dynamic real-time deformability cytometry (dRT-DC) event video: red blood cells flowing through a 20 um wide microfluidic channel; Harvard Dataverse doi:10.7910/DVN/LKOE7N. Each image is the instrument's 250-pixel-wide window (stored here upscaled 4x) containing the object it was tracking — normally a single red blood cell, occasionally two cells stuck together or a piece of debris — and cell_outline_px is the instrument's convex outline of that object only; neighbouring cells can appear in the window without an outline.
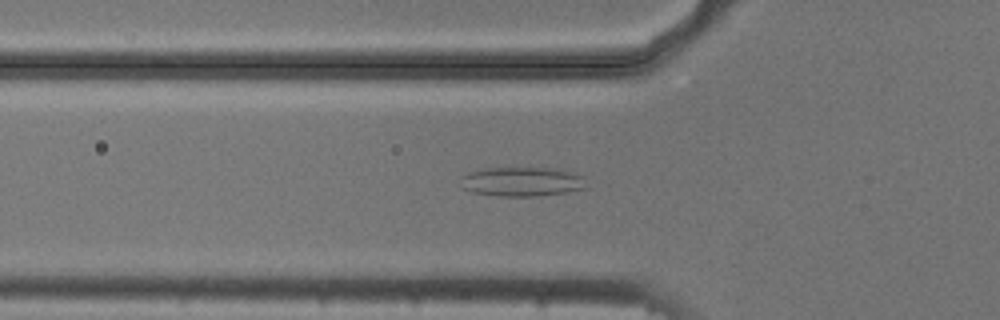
{"species": "common noctule bat (a hibernating species)", "species_latin": "Nyctalus noctula", "temperature_condition": "cold", "stored_images_in_passage": 53, "camera_frame_rate_fps": 3000, "um_per_image_px": 0.085, "animal": {"sex": "male", "body_mass_g": 20.5, "forearm_length_mm": 52.5}, "frame": {"image": 1, "passage_image": 18, "time_ms": 5.667, "image_size_px": [1000, 320], "cell_outline_px": [[588, 188], [568, 192], [536, 196], [496, 196], [472, 192], [460, 188], [460, 176], [468, 172], [480, 168], [560, 168], [580, 176]], "centroid_in_image_um": [44.29, 15.44], "position_along_channel_um": 81.5, "area_um2": 21.79}}
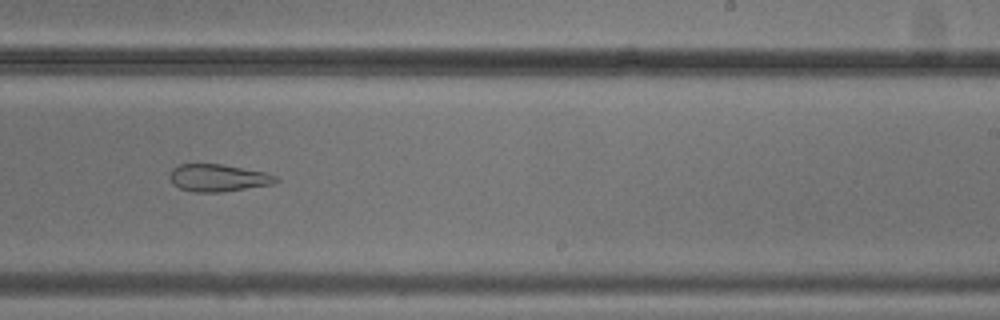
{"frame": {"image": 2, "passage_image": 33, "time_ms": 10.667, "image_size_px": [1000, 320], "cell_outline_px": [[280, 180], [272, 184], [224, 192], [192, 192], [180, 188], [172, 184], [168, 176], [172, 168], [180, 164], [220, 164], [264, 172], [276, 176]], "centroid_in_image_um": [18.5, 15.13], "position_along_channel_um": 270.5, "area_um2": 16.94}}
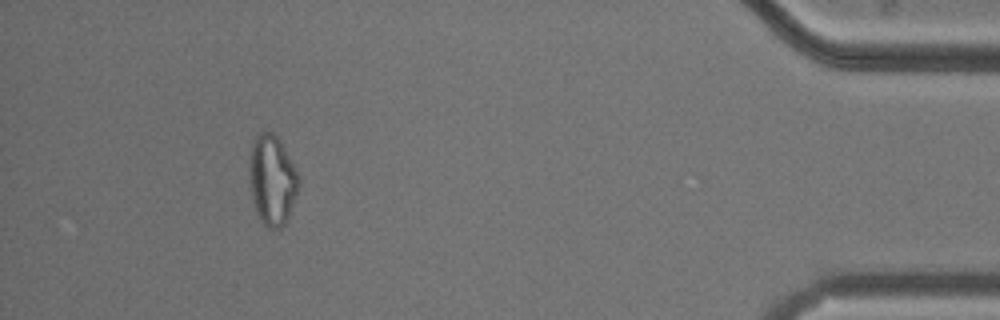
{"frame": {"image": 3, "passage_image": 49, "time_ms": 16.0, "image_size_px": [1000, 320], "cell_outline_px": [[300, 184], [296, 196], [288, 216], [284, 224], [280, 228], [268, 228], [260, 220], [256, 212], [252, 200], [248, 168], [248, 160], [252, 144], [256, 136], [260, 132], [272, 132], [280, 140], [300, 180]], "centroid_in_image_um": [23.1, 15.31], "position_along_channel_um": 412.1, "area_um2": 25.78}, "authors_computed_cell_mechanics": {"area_um2": 24.3338, "velocity_mm_per_s": 3.7649, "shape_relaxation_time_tau1_ms": null, "shape_relaxation_time_tau2_ms": 3.9608, "deformation_change_tau1": null, "deformation_change_tau2": 0.1318}}